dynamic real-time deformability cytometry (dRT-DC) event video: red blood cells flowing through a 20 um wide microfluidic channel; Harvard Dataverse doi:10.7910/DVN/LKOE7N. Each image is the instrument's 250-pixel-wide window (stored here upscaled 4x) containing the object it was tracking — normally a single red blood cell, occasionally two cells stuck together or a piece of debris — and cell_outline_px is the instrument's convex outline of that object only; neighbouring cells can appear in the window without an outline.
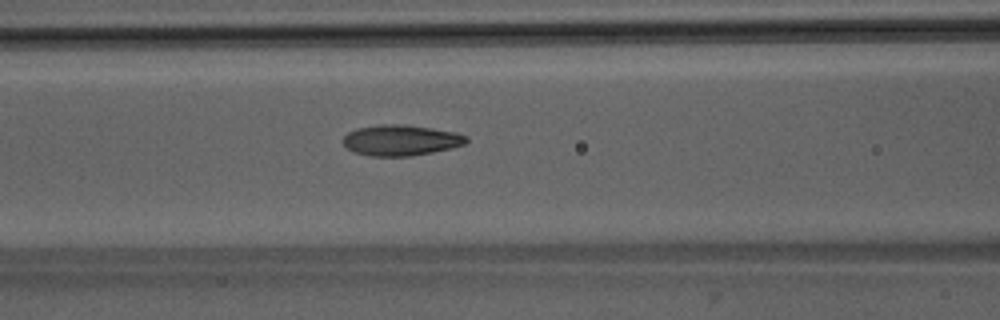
{"species": "Egyptian fruit bat (a non-hibernating species)", "species_latin": "Rousettus aegyptiacus", "temperature_condition": "room temperature", "stored_images_in_passage": 51, "camera_frame_rate_fps": 3000, "um_per_image_px": 0.085, "animal": {"sex": "male"}, "frame": {"image": 1, "passage_image": 22, "time_ms": 7.0, "image_size_px": [1000, 320], "cell_outline_px": [[468, 140], [464, 144], [452, 148], [412, 156], [368, 156], [352, 152], [340, 140], [348, 132], [356, 128], [384, 124], [404, 124], [432, 128], [456, 132], [468, 136]], "centroid_in_image_um": [34.05, 11.92], "position_along_channel_um": 132.5, "area_um2": 22.31}}
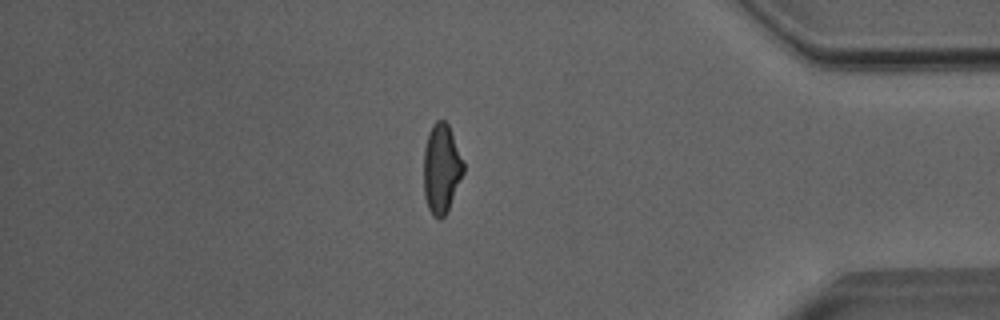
{"frame": {"image": 2, "passage_image": 44, "time_ms": 14.333, "image_size_px": [1000, 320], "cell_outline_px": [[464, 172], [448, 208], [444, 216], [440, 220], [432, 216], [428, 208], [424, 196], [424, 148], [428, 132], [432, 124], [436, 120], [444, 120], [448, 124], [464, 164]], "centroid_in_image_um": [37.5, 14.33], "position_along_channel_um": 397.7, "area_um2": 20.58}}
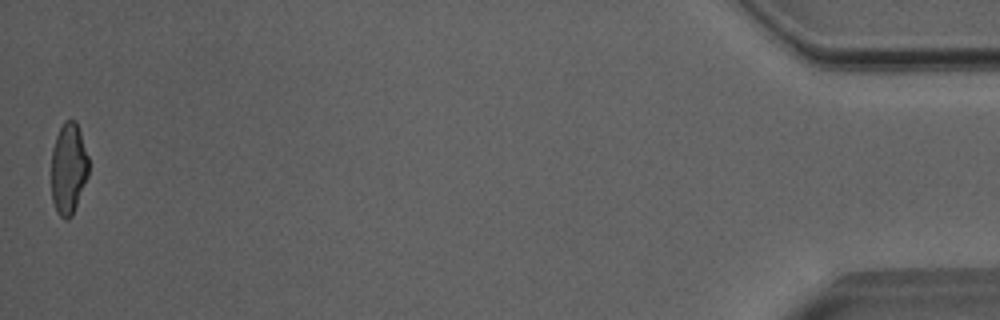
{"frame": {"image": 3, "passage_image": 51, "time_ms": 16.667, "image_size_px": [1000, 320], "cell_outline_px": [[88, 176], [72, 216], [68, 220], [64, 220], [56, 212], [52, 200], [52, 148], [56, 136], [64, 120], [76, 120], [88, 156]], "centroid_in_image_um": [5.82, 14.35], "position_along_channel_um": 429.4, "area_um2": 19.88}, "authors_computed_cell_mechanics": {"area_um2": 21.4438, "velocity_mm_per_s": 4.0599, "shape_relaxation_time_tau1_ms": 5.7161, "shape_relaxation_time_tau2_ms": 1.4633, "deformation_change_tau1": 0.1989, "deformation_change_tau2": 0.0901}}